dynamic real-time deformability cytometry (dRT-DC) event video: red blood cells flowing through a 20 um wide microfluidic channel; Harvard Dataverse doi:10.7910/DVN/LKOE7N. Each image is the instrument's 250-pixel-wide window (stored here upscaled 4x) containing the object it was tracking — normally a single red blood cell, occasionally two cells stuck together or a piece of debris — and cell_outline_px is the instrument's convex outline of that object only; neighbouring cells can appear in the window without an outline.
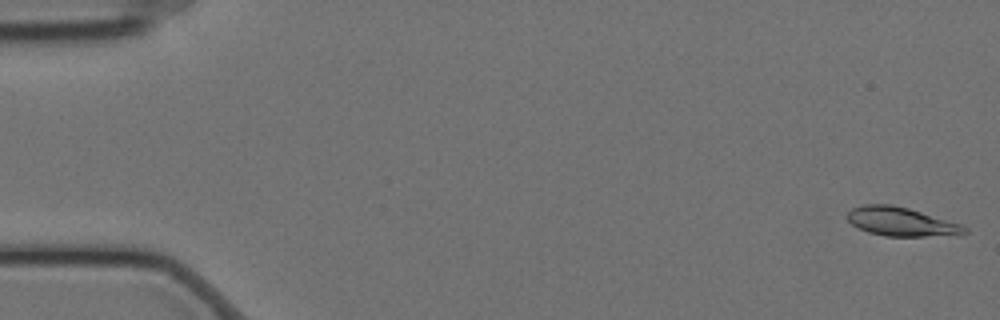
{"species": "Egyptian fruit bat (a non-hibernating species)", "species_latin": "Rousettus aegyptiacus", "temperature_condition": "cold", "stored_images_in_passage": 38, "camera_frame_rate_fps": 3000, "um_per_image_px": 0.085, "animal": {"sex": "female"}, "frame": {"image": 1, "passage_image": 1, "time_ms": 0.0, "image_size_px": [1000, 320], "cell_outline_px": [[968, 232], [960, 236], [884, 236], [868, 232], [852, 224], [848, 220], [848, 212], [852, 208], [864, 204], [892, 204], [908, 208], [960, 224], [968, 228]], "centroid_in_image_um": [76.65, 18.86], "position_along_channel_um": 8.4, "area_um2": 19.71}}
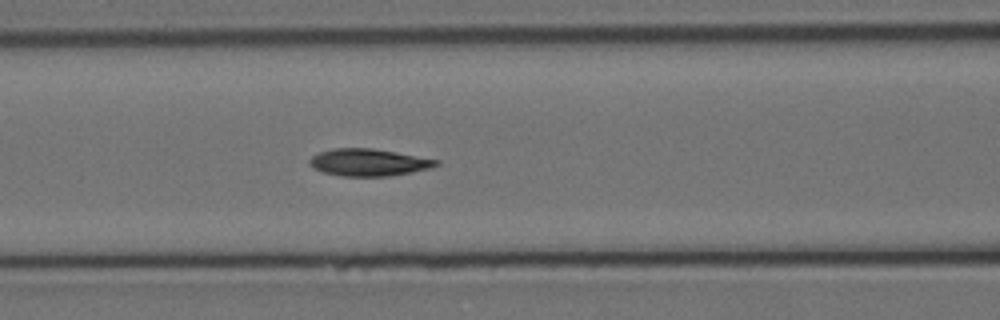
{"frame": {"image": 2, "passage_image": 24, "time_ms": 7.667, "image_size_px": [1000, 320], "cell_outline_px": [[440, 164], [432, 168], [412, 172], [388, 176], [340, 176], [324, 172], [312, 168], [308, 164], [308, 160], [312, 156], [320, 152], [332, 148], [372, 148], [396, 152], [440, 160]], "centroid_in_image_um": [31.33, 13.8], "position_along_channel_um": 135.3, "area_um2": 20.17}}
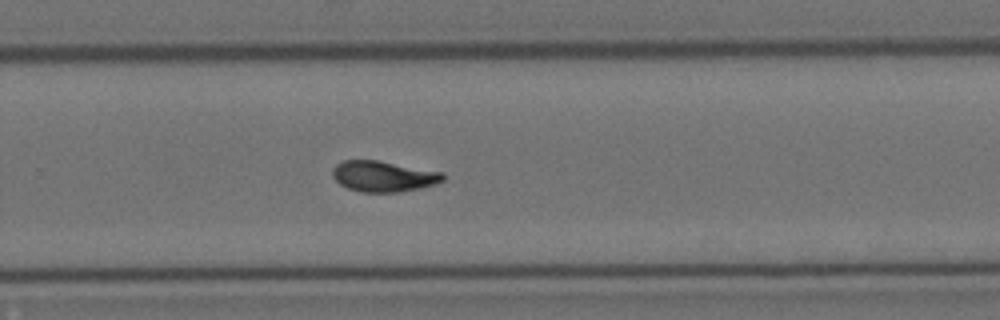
{"frame": {"image": 3, "passage_image": 38, "time_ms": 12.333, "image_size_px": [1000, 320], "cell_outline_px": [[444, 180], [436, 184], [420, 188], [400, 192], [360, 192], [348, 188], [340, 184], [332, 176], [332, 168], [336, 164], [344, 160], [376, 160], [444, 172]], "centroid_in_image_um": [32.59, 14.99], "position_along_channel_um": 297.2, "area_um2": 19.88}}